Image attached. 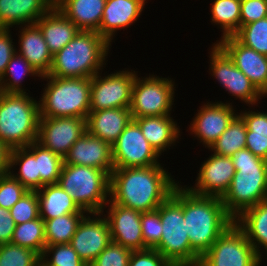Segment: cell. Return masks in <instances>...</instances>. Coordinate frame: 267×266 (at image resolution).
I'll return each instance as SVG.
<instances>
[{"instance_id":"1","label":"cell","mask_w":267,"mask_h":266,"mask_svg":"<svg viewBox=\"0 0 267 266\" xmlns=\"http://www.w3.org/2000/svg\"><path fill=\"white\" fill-rule=\"evenodd\" d=\"M163 167L159 164L114 168L110 175V200L140 212L156 210L179 184Z\"/></svg>"},{"instance_id":"2","label":"cell","mask_w":267,"mask_h":266,"mask_svg":"<svg viewBox=\"0 0 267 266\" xmlns=\"http://www.w3.org/2000/svg\"><path fill=\"white\" fill-rule=\"evenodd\" d=\"M183 216L191 249L201 258L234 223L220 197L201 196L183 186Z\"/></svg>"},{"instance_id":"3","label":"cell","mask_w":267,"mask_h":266,"mask_svg":"<svg viewBox=\"0 0 267 266\" xmlns=\"http://www.w3.org/2000/svg\"><path fill=\"white\" fill-rule=\"evenodd\" d=\"M111 45L95 31H82L53 55L49 76L92 78L103 71Z\"/></svg>"},{"instance_id":"4","label":"cell","mask_w":267,"mask_h":266,"mask_svg":"<svg viewBox=\"0 0 267 266\" xmlns=\"http://www.w3.org/2000/svg\"><path fill=\"white\" fill-rule=\"evenodd\" d=\"M231 158L236 173L221 199L227 213L235 219L246 209L267 200V161L247 148Z\"/></svg>"},{"instance_id":"5","label":"cell","mask_w":267,"mask_h":266,"mask_svg":"<svg viewBox=\"0 0 267 266\" xmlns=\"http://www.w3.org/2000/svg\"><path fill=\"white\" fill-rule=\"evenodd\" d=\"M162 223V237L156 249L173 266H198L200 257L191 249L183 216V186L157 208Z\"/></svg>"},{"instance_id":"6","label":"cell","mask_w":267,"mask_h":266,"mask_svg":"<svg viewBox=\"0 0 267 266\" xmlns=\"http://www.w3.org/2000/svg\"><path fill=\"white\" fill-rule=\"evenodd\" d=\"M39 101L29 93L0 92V141L11 149L37 141Z\"/></svg>"},{"instance_id":"7","label":"cell","mask_w":267,"mask_h":266,"mask_svg":"<svg viewBox=\"0 0 267 266\" xmlns=\"http://www.w3.org/2000/svg\"><path fill=\"white\" fill-rule=\"evenodd\" d=\"M40 79L48 82L39 98L40 117L87 119L90 112L91 78H59L45 75Z\"/></svg>"},{"instance_id":"8","label":"cell","mask_w":267,"mask_h":266,"mask_svg":"<svg viewBox=\"0 0 267 266\" xmlns=\"http://www.w3.org/2000/svg\"><path fill=\"white\" fill-rule=\"evenodd\" d=\"M58 184L87 213H100L110 200V175L84 165L63 164Z\"/></svg>"},{"instance_id":"9","label":"cell","mask_w":267,"mask_h":266,"mask_svg":"<svg viewBox=\"0 0 267 266\" xmlns=\"http://www.w3.org/2000/svg\"><path fill=\"white\" fill-rule=\"evenodd\" d=\"M136 78L132 88L130 112L134 118L171 115L174 104L175 82L154 74Z\"/></svg>"},{"instance_id":"10","label":"cell","mask_w":267,"mask_h":266,"mask_svg":"<svg viewBox=\"0 0 267 266\" xmlns=\"http://www.w3.org/2000/svg\"><path fill=\"white\" fill-rule=\"evenodd\" d=\"M261 262L244 232L233 223L200 258L198 266H260Z\"/></svg>"},{"instance_id":"11","label":"cell","mask_w":267,"mask_h":266,"mask_svg":"<svg viewBox=\"0 0 267 266\" xmlns=\"http://www.w3.org/2000/svg\"><path fill=\"white\" fill-rule=\"evenodd\" d=\"M209 71L214 79H217L220 86L225 88L235 99L246 103L250 109L260 104L259 99L265 96L254 86L249 78L239 70L229 55L215 42L210 48ZM259 101V102H258Z\"/></svg>"},{"instance_id":"12","label":"cell","mask_w":267,"mask_h":266,"mask_svg":"<svg viewBox=\"0 0 267 266\" xmlns=\"http://www.w3.org/2000/svg\"><path fill=\"white\" fill-rule=\"evenodd\" d=\"M126 69L104 77L101 71L91 78L90 111L130 108L137 71Z\"/></svg>"},{"instance_id":"13","label":"cell","mask_w":267,"mask_h":266,"mask_svg":"<svg viewBox=\"0 0 267 266\" xmlns=\"http://www.w3.org/2000/svg\"><path fill=\"white\" fill-rule=\"evenodd\" d=\"M114 168H135L159 165L160 155L145 139L138 124L131 120L112 145Z\"/></svg>"},{"instance_id":"14","label":"cell","mask_w":267,"mask_h":266,"mask_svg":"<svg viewBox=\"0 0 267 266\" xmlns=\"http://www.w3.org/2000/svg\"><path fill=\"white\" fill-rule=\"evenodd\" d=\"M86 132V119L40 117L37 142L64 158L71 146Z\"/></svg>"},{"instance_id":"15","label":"cell","mask_w":267,"mask_h":266,"mask_svg":"<svg viewBox=\"0 0 267 266\" xmlns=\"http://www.w3.org/2000/svg\"><path fill=\"white\" fill-rule=\"evenodd\" d=\"M232 105L227 100L204 103L189 125L191 135L209 149L238 114Z\"/></svg>"},{"instance_id":"16","label":"cell","mask_w":267,"mask_h":266,"mask_svg":"<svg viewBox=\"0 0 267 266\" xmlns=\"http://www.w3.org/2000/svg\"><path fill=\"white\" fill-rule=\"evenodd\" d=\"M110 243L109 224L102 212L87 213L70 242L78 256L88 266Z\"/></svg>"},{"instance_id":"17","label":"cell","mask_w":267,"mask_h":266,"mask_svg":"<svg viewBox=\"0 0 267 266\" xmlns=\"http://www.w3.org/2000/svg\"><path fill=\"white\" fill-rule=\"evenodd\" d=\"M106 205V214L104 211L102 213L109 224L111 241L132 251L148 249L142 235V212L115 204L111 200Z\"/></svg>"},{"instance_id":"18","label":"cell","mask_w":267,"mask_h":266,"mask_svg":"<svg viewBox=\"0 0 267 266\" xmlns=\"http://www.w3.org/2000/svg\"><path fill=\"white\" fill-rule=\"evenodd\" d=\"M200 166L195 185L187 188L197 195L222 198L236 173L232 158L213 153Z\"/></svg>"},{"instance_id":"19","label":"cell","mask_w":267,"mask_h":266,"mask_svg":"<svg viewBox=\"0 0 267 266\" xmlns=\"http://www.w3.org/2000/svg\"><path fill=\"white\" fill-rule=\"evenodd\" d=\"M216 43L229 55L254 86L267 97V56L241 44L234 36H227Z\"/></svg>"},{"instance_id":"20","label":"cell","mask_w":267,"mask_h":266,"mask_svg":"<svg viewBox=\"0 0 267 266\" xmlns=\"http://www.w3.org/2000/svg\"><path fill=\"white\" fill-rule=\"evenodd\" d=\"M64 163L97 168L111 175L114 169L112 146L86 132L71 146Z\"/></svg>"},{"instance_id":"21","label":"cell","mask_w":267,"mask_h":266,"mask_svg":"<svg viewBox=\"0 0 267 266\" xmlns=\"http://www.w3.org/2000/svg\"><path fill=\"white\" fill-rule=\"evenodd\" d=\"M146 0H106L98 33L111 45L116 32L137 22Z\"/></svg>"},{"instance_id":"22","label":"cell","mask_w":267,"mask_h":266,"mask_svg":"<svg viewBox=\"0 0 267 266\" xmlns=\"http://www.w3.org/2000/svg\"><path fill=\"white\" fill-rule=\"evenodd\" d=\"M22 28V29H21ZM19 52L40 76L48 75L53 61L43 34L36 24L19 26Z\"/></svg>"},{"instance_id":"23","label":"cell","mask_w":267,"mask_h":266,"mask_svg":"<svg viewBox=\"0 0 267 266\" xmlns=\"http://www.w3.org/2000/svg\"><path fill=\"white\" fill-rule=\"evenodd\" d=\"M132 120L130 108L90 111L86 119L87 132L111 146Z\"/></svg>"},{"instance_id":"24","label":"cell","mask_w":267,"mask_h":266,"mask_svg":"<svg viewBox=\"0 0 267 266\" xmlns=\"http://www.w3.org/2000/svg\"><path fill=\"white\" fill-rule=\"evenodd\" d=\"M55 0H0V28L35 24Z\"/></svg>"},{"instance_id":"25","label":"cell","mask_w":267,"mask_h":266,"mask_svg":"<svg viewBox=\"0 0 267 266\" xmlns=\"http://www.w3.org/2000/svg\"><path fill=\"white\" fill-rule=\"evenodd\" d=\"M140 127L145 139L161 156L163 152L179 143L180 128L171 115L146 116L133 119Z\"/></svg>"},{"instance_id":"26","label":"cell","mask_w":267,"mask_h":266,"mask_svg":"<svg viewBox=\"0 0 267 266\" xmlns=\"http://www.w3.org/2000/svg\"><path fill=\"white\" fill-rule=\"evenodd\" d=\"M35 24L41 30L52 55L65 47L79 32L77 26L55 5L40 17Z\"/></svg>"},{"instance_id":"27","label":"cell","mask_w":267,"mask_h":266,"mask_svg":"<svg viewBox=\"0 0 267 266\" xmlns=\"http://www.w3.org/2000/svg\"><path fill=\"white\" fill-rule=\"evenodd\" d=\"M106 0H55L57 7L79 30L98 32Z\"/></svg>"},{"instance_id":"28","label":"cell","mask_w":267,"mask_h":266,"mask_svg":"<svg viewBox=\"0 0 267 266\" xmlns=\"http://www.w3.org/2000/svg\"><path fill=\"white\" fill-rule=\"evenodd\" d=\"M234 223L244 232L256 254L264 259L262 253L266 252L267 257V200L243 211Z\"/></svg>"},{"instance_id":"29","label":"cell","mask_w":267,"mask_h":266,"mask_svg":"<svg viewBox=\"0 0 267 266\" xmlns=\"http://www.w3.org/2000/svg\"><path fill=\"white\" fill-rule=\"evenodd\" d=\"M15 172L13 170H18ZM9 173L17 179L28 191L40 189V174L37 167V141L27 147L13 148L10 154ZM15 172V173H14Z\"/></svg>"},{"instance_id":"30","label":"cell","mask_w":267,"mask_h":266,"mask_svg":"<svg viewBox=\"0 0 267 266\" xmlns=\"http://www.w3.org/2000/svg\"><path fill=\"white\" fill-rule=\"evenodd\" d=\"M39 213L42 219H53L81 209L72 197L57 183L38 189Z\"/></svg>"},{"instance_id":"31","label":"cell","mask_w":267,"mask_h":266,"mask_svg":"<svg viewBox=\"0 0 267 266\" xmlns=\"http://www.w3.org/2000/svg\"><path fill=\"white\" fill-rule=\"evenodd\" d=\"M238 114L247 127L246 148L255 156L267 161V112L244 109Z\"/></svg>"},{"instance_id":"32","label":"cell","mask_w":267,"mask_h":266,"mask_svg":"<svg viewBox=\"0 0 267 266\" xmlns=\"http://www.w3.org/2000/svg\"><path fill=\"white\" fill-rule=\"evenodd\" d=\"M85 214L87 212L81 209L78 213L66 214L53 219H43L46 246L70 243Z\"/></svg>"},{"instance_id":"33","label":"cell","mask_w":267,"mask_h":266,"mask_svg":"<svg viewBox=\"0 0 267 266\" xmlns=\"http://www.w3.org/2000/svg\"><path fill=\"white\" fill-rule=\"evenodd\" d=\"M28 75L41 78L32 65L16 52L0 78V92L26 93V90L23 88L24 86H22V80Z\"/></svg>"},{"instance_id":"34","label":"cell","mask_w":267,"mask_h":266,"mask_svg":"<svg viewBox=\"0 0 267 266\" xmlns=\"http://www.w3.org/2000/svg\"><path fill=\"white\" fill-rule=\"evenodd\" d=\"M246 133V124L237 114L209 150L220 156L231 157L240 149L246 148Z\"/></svg>"},{"instance_id":"35","label":"cell","mask_w":267,"mask_h":266,"mask_svg":"<svg viewBox=\"0 0 267 266\" xmlns=\"http://www.w3.org/2000/svg\"><path fill=\"white\" fill-rule=\"evenodd\" d=\"M210 13V22L222 29L221 39L233 36L239 30L241 0H214Z\"/></svg>"},{"instance_id":"36","label":"cell","mask_w":267,"mask_h":266,"mask_svg":"<svg viewBox=\"0 0 267 266\" xmlns=\"http://www.w3.org/2000/svg\"><path fill=\"white\" fill-rule=\"evenodd\" d=\"M10 243L30 248L41 256L46 246L44 220L39 217L17 224Z\"/></svg>"},{"instance_id":"37","label":"cell","mask_w":267,"mask_h":266,"mask_svg":"<svg viewBox=\"0 0 267 266\" xmlns=\"http://www.w3.org/2000/svg\"><path fill=\"white\" fill-rule=\"evenodd\" d=\"M63 164V157L37 142V167L40 174V188L58 183Z\"/></svg>"},{"instance_id":"38","label":"cell","mask_w":267,"mask_h":266,"mask_svg":"<svg viewBox=\"0 0 267 266\" xmlns=\"http://www.w3.org/2000/svg\"><path fill=\"white\" fill-rule=\"evenodd\" d=\"M233 36L244 46L267 56V17L241 26Z\"/></svg>"},{"instance_id":"39","label":"cell","mask_w":267,"mask_h":266,"mask_svg":"<svg viewBox=\"0 0 267 266\" xmlns=\"http://www.w3.org/2000/svg\"><path fill=\"white\" fill-rule=\"evenodd\" d=\"M40 262L41 266H88L70 243L45 246Z\"/></svg>"},{"instance_id":"40","label":"cell","mask_w":267,"mask_h":266,"mask_svg":"<svg viewBox=\"0 0 267 266\" xmlns=\"http://www.w3.org/2000/svg\"><path fill=\"white\" fill-rule=\"evenodd\" d=\"M34 250L11 243L0 245V266H41Z\"/></svg>"},{"instance_id":"41","label":"cell","mask_w":267,"mask_h":266,"mask_svg":"<svg viewBox=\"0 0 267 266\" xmlns=\"http://www.w3.org/2000/svg\"><path fill=\"white\" fill-rule=\"evenodd\" d=\"M15 224H22L40 217L36 191L25 193L9 210Z\"/></svg>"},{"instance_id":"42","label":"cell","mask_w":267,"mask_h":266,"mask_svg":"<svg viewBox=\"0 0 267 266\" xmlns=\"http://www.w3.org/2000/svg\"><path fill=\"white\" fill-rule=\"evenodd\" d=\"M141 228L145 246L154 249L160 243L163 229L157 209L150 212H142Z\"/></svg>"},{"instance_id":"43","label":"cell","mask_w":267,"mask_h":266,"mask_svg":"<svg viewBox=\"0 0 267 266\" xmlns=\"http://www.w3.org/2000/svg\"><path fill=\"white\" fill-rule=\"evenodd\" d=\"M131 253L129 248L111 241L89 266H128Z\"/></svg>"},{"instance_id":"44","label":"cell","mask_w":267,"mask_h":266,"mask_svg":"<svg viewBox=\"0 0 267 266\" xmlns=\"http://www.w3.org/2000/svg\"><path fill=\"white\" fill-rule=\"evenodd\" d=\"M28 190L10 173L0 176V207L10 210Z\"/></svg>"},{"instance_id":"45","label":"cell","mask_w":267,"mask_h":266,"mask_svg":"<svg viewBox=\"0 0 267 266\" xmlns=\"http://www.w3.org/2000/svg\"><path fill=\"white\" fill-rule=\"evenodd\" d=\"M267 17V0H241L240 27Z\"/></svg>"},{"instance_id":"46","label":"cell","mask_w":267,"mask_h":266,"mask_svg":"<svg viewBox=\"0 0 267 266\" xmlns=\"http://www.w3.org/2000/svg\"><path fill=\"white\" fill-rule=\"evenodd\" d=\"M128 266H173L156 249L132 251Z\"/></svg>"},{"instance_id":"47","label":"cell","mask_w":267,"mask_h":266,"mask_svg":"<svg viewBox=\"0 0 267 266\" xmlns=\"http://www.w3.org/2000/svg\"><path fill=\"white\" fill-rule=\"evenodd\" d=\"M10 31V28H0V78L17 51Z\"/></svg>"},{"instance_id":"48","label":"cell","mask_w":267,"mask_h":266,"mask_svg":"<svg viewBox=\"0 0 267 266\" xmlns=\"http://www.w3.org/2000/svg\"><path fill=\"white\" fill-rule=\"evenodd\" d=\"M15 227L10 211L0 207V245L11 242Z\"/></svg>"},{"instance_id":"49","label":"cell","mask_w":267,"mask_h":266,"mask_svg":"<svg viewBox=\"0 0 267 266\" xmlns=\"http://www.w3.org/2000/svg\"><path fill=\"white\" fill-rule=\"evenodd\" d=\"M11 148L0 141V176L9 173Z\"/></svg>"}]
</instances>
